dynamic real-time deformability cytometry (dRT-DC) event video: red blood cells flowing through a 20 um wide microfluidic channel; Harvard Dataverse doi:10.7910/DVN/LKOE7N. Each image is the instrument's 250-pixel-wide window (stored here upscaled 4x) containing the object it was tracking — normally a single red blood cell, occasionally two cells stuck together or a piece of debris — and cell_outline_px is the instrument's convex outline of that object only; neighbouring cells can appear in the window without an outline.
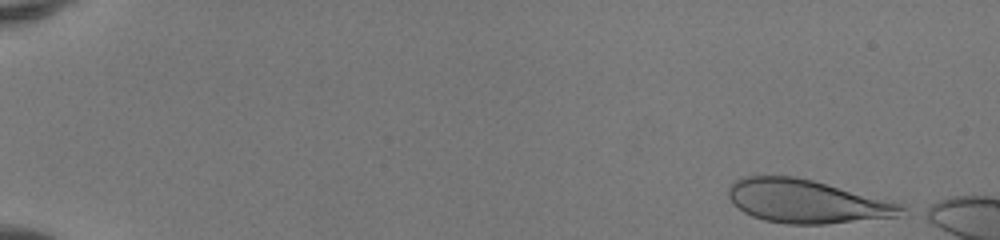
{"species": "human", "species_latin": "Homo sapiens", "temperature_condition": "room temperature", "stored_images_in_passage": 13, "camera_frame_rate_fps": 3000, "um_per_image_px": 0.085, "donor": {"sex": "female"}, "frame": {"image": 1, "passage_image": 1, "time_ms": 0.0, "image_size_px": [1000, 240], "cell_outline_px": [[912, 212], [908, 216], [824, 224], [788, 224], [764, 220], [752, 216], [744, 212], [732, 204], [728, 196], [728, 188], [736, 180], [744, 176], [796, 176], [812, 180], [900, 204]], "centroid_in_image_um": [68.6, 17.13], "position_along_channel_um": 16.4, "area_um2": 43.81}}